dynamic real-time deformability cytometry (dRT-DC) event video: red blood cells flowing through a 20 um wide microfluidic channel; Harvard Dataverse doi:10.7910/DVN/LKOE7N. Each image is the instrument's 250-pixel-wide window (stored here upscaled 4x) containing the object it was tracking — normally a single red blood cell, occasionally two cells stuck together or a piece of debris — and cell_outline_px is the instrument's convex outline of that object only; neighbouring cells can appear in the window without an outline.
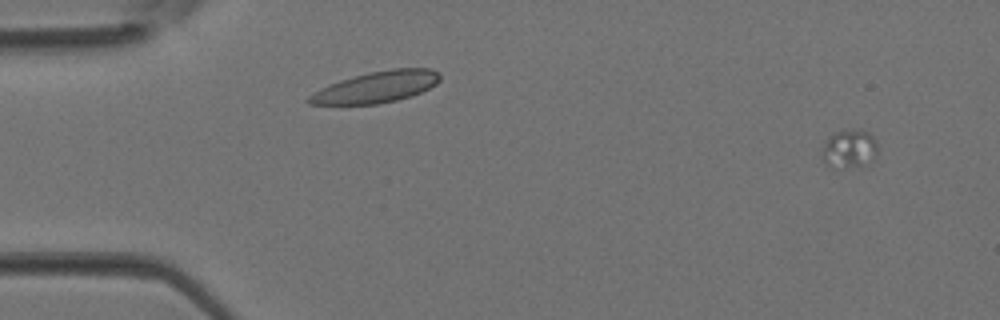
{"species": "Egyptian fruit bat (a non-hibernating species)", "species_latin": "Rousettus aegyptiacus", "temperature_condition": "room temperature", "stored_images_in_passage": 2, "camera_frame_rate_fps": 3000, "um_per_image_px": 0.085, "animal": {"sex": "female"}, "frame": {"image": 1, "passage_image": 2, "time_ms": 0.333, "image_size_px": [1000, 320], "cell_outline_px": [[876, 156], [872, 160], [860, 164], [828, 164], [824, 160], [824, 144], [836, 132], [856, 128], [868, 132], [876, 140]], "centroid_in_image_um": [72.26, 12.55], "position_along_channel_um": 12.7, "area_um2": 11.33}}